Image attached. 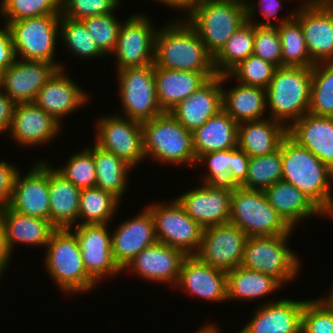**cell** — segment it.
I'll return each mask as SVG.
<instances>
[{
	"label": "cell",
	"instance_id": "obj_39",
	"mask_svg": "<svg viewBox=\"0 0 333 333\" xmlns=\"http://www.w3.org/2000/svg\"><path fill=\"white\" fill-rule=\"evenodd\" d=\"M253 50L254 23L246 21L213 57V65L216 74H228L241 61L253 55Z\"/></svg>",
	"mask_w": 333,
	"mask_h": 333
},
{
	"label": "cell",
	"instance_id": "obj_47",
	"mask_svg": "<svg viewBox=\"0 0 333 333\" xmlns=\"http://www.w3.org/2000/svg\"><path fill=\"white\" fill-rule=\"evenodd\" d=\"M276 66L255 55L241 61L228 74L237 82L266 89L273 78Z\"/></svg>",
	"mask_w": 333,
	"mask_h": 333
},
{
	"label": "cell",
	"instance_id": "obj_8",
	"mask_svg": "<svg viewBox=\"0 0 333 333\" xmlns=\"http://www.w3.org/2000/svg\"><path fill=\"white\" fill-rule=\"evenodd\" d=\"M291 235L248 237L241 265L270 275L285 286L298 277L302 267L299 254L287 245Z\"/></svg>",
	"mask_w": 333,
	"mask_h": 333
},
{
	"label": "cell",
	"instance_id": "obj_38",
	"mask_svg": "<svg viewBox=\"0 0 333 333\" xmlns=\"http://www.w3.org/2000/svg\"><path fill=\"white\" fill-rule=\"evenodd\" d=\"M120 206L121 201L110 192L97 187L81 189L78 225L110 224Z\"/></svg>",
	"mask_w": 333,
	"mask_h": 333
},
{
	"label": "cell",
	"instance_id": "obj_1",
	"mask_svg": "<svg viewBox=\"0 0 333 333\" xmlns=\"http://www.w3.org/2000/svg\"><path fill=\"white\" fill-rule=\"evenodd\" d=\"M282 180L333 219V171L288 134L281 141ZM332 185V186H331Z\"/></svg>",
	"mask_w": 333,
	"mask_h": 333
},
{
	"label": "cell",
	"instance_id": "obj_4",
	"mask_svg": "<svg viewBox=\"0 0 333 333\" xmlns=\"http://www.w3.org/2000/svg\"><path fill=\"white\" fill-rule=\"evenodd\" d=\"M214 57L247 21L245 0H197L183 17Z\"/></svg>",
	"mask_w": 333,
	"mask_h": 333
},
{
	"label": "cell",
	"instance_id": "obj_14",
	"mask_svg": "<svg viewBox=\"0 0 333 333\" xmlns=\"http://www.w3.org/2000/svg\"><path fill=\"white\" fill-rule=\"evenodd\" d=\"M108 225H76L70 228L78 239L87 274L96 284L106 277L116 278L123 274L113 258Z\"/></svg>",
	"mask_w": 333,
	"mask_h": 333
},
{
	"label": "cell",
	"instance_id": "obj_21",
	"mask_svg": "<svg viewBox=\"0 0 333 333\" xmlns=\"http://www.w3.org/2000/svg\"><path fill=\"white\" fill-rule=\"evenodd\" d=\"M263 302L256 306L251 320L238 333H301L306 300L287 297Z\"/></svg>",
	"mask_w": 333,
	"mask_h": 333
},
{
	"label": "cell",
	"instance_id": "obj_55",
	"mask_svg": "<svg viewBox=\"0 0 333 333\" xmlns=\"http://www.w3.org/2000/svg\"><path fill=\"white\" fill-rule=\"evenodd\" d=\"M15 103L5 94L0 93V134L8 131L14 112Z\"/></svg>",
	"mask_w": 333,
	"mask_h": 333
},
{
	"label": "cell",
	"instance_id": "obj_27",
	"mask_svg": "<svg viewBox=\"0 0 333 333\" xmlns=\"http://www.w3.org/2000/svg\"><path fill=\"white\" fill-rule=\"evenodd\" d=\"M287 134L333 171V117L304 114Z\"/></svg>",
	"mask_w": 333,
	"mask_h": 333
},
{
	"label": "cell",
	"instance_id": "obj_18",
	"mask_svg": "<svg viewBox=\"0 0 333 333\" xmlns=\"http://www.w3.org/2000/svg\"><path fill=\"white\" fill-rule=\"evenodd\" d=\"M299 5L294 17L301 25L311 60L333 62V10L326 2Z\"/></svg>",
	"mask_w": 333,
	"mask_h": 333
},
{
	"label": "cell",
	"instance_id": "obj_62",
	"mask_svg": "<svg viewBox=\"0 0 333 333\" xmlns=\"http://www.w3.org/2000/svg\"><path fill=\"white\" fill-rule=\"evenodd\" d=\"M326 3L330 6V8L333 10V0H327Z\"/></svg>",
	"mask_w": 333,
	"mask_h": 333
},
{
	"label": "cell",
	"instance_id": "obj_52",
	"mask_svg": "<svg viewBox=\"0 0 333 333\" xmlns=\"http://www.w3.org/2000/svg\"><path fill=\"white\" fill-rule=\"evenodd\" d=\"M249 159L250 157L239 147L231 149L230 186H241L245 182L248 174Z\"/></svg>",
	"mask_w": 333,
	"mask_h": 333
},
{
	"label": "cell",
	"instance_id": "obj_44",
	"mask_svg": "<svg viewBox=\"0 0 333 333\" xmlns=\"http://www.w3.org/2000/svg\"><path fill=\"white\" fill-rule=\"evenodd\" d=\"M55 169L79 189L96 187L97 176L93 159V145L72 154L63 166H57Z\"/></svg>",
	"mask_w": 333,
	"mask_h": 333
},
{
	"label": "cell",
	"instance_id": "obj_6",
	"mask_svg": "<svg viewBox=\"0 0 333 333\" xmlns=\"http://www.w3.org/2000/svg\"><path fill=\"white\" fill-rule=\"evenodd\" d=\"M145 158L160 164L196 166L192 132L170 112H164L141 123Z\"/></svg>",
	"mask_w": 333,
	"mask_h": 333
},
{
	"label": "cell",
	"instance_id": "obj_36",
	"mask_svg": "<svg viewBox=\"0 0 333 333\" xmlns=\"http://www.w3.org/2000/svg\"><path fill=\"white\" fill-rule=\"evenodd\" d=\"M96 166V187L112 193L120 201L127 190L129 173L134 170L124 160L93 143Z\"/></svg>",
	"mask_w": 333,
	"mask_h": 333
},
{
	"label": "cell",
	"instance_id": "obj_11",
	"mask_svg": "<svg viewBox=\"0 0 333 333\" xmlns=\"http://www.w3.org/2000/svg\"><path fill=\"white\" fill-rule=\"evenodd\" d=\"M153 202L147 207L153 215L157 241L181 250L186 256L198 252L203 228L185 211L178 200Z\"/></svg>",
	"mask_w": 333,
	"mask_h": 333
},
{
	"label": "cell",
	"instance_id": "obj_58",
	"mask_svg": "<svg viewBox=\"0 0 333 333\" xmlns=\"http://www.w3.org/2000/svg\"><path fill=\"white\" fill-rule=\"evenodd\" d=\"M194 333H221L220 328L214 323H206L200 326V328Z\"/></svg>",
	"mask_w": 333,
	"mask_h": 333
},
{
	"label": "cell",
	"instance_id": "obj_56",
	"mask_svg": "<svg viewBox=\"0 0 333 333\" xmlns=\"http://www.w3.org/2000/svg\"><path fill=\"white\" fill-rule=\"evenodd\" d=\"M10 259H12V253L6 244L5 228L0 207V279L5 275L6 269H9Z\"/></svg>",
	"mask_w": 333,
	"mask_h": 333
},
{
	"label": "cell",
	"instance_id": "obj_54",
	"mask_svg": "<svg viewBox=\"0 0 333 333\" xmlns=\"http://www.w3.org/2000/svg\"><path fill=\"white\" fill-rule=\"evenodd\" d=\"M2 27H0V68L6 70L17 58L9 27L5 23Z\"/></svg>",
	"mask_w": 333,
	"mask_h": 333
},
{
	"label": "cell",
	"instance_id": "obj_42",
	"mask_svg": "<svg viewBox=\"0 0 333 333\" xmlns=\"http://www.w3.org/2000/svg\"><path fill=\"white\" fill-rule=\"evenodd\" d=\"M281 180L282 158L280 144L279 149L271 154L250 157L247 178L241 187L264 191Z\"/></svg>",
	"mask_w": 333,
	"mask_h": 333
},
{
	"label": "cell",
	"instance_id": "obj_33",
	"mask_svg": "<svg viewBox=\"0 0 333 333\" xmlns=\"http://www.w3.org/2000/svg\"><path fill=\"white\" fill-rule=\"evenodd\" d=\"M287 128L271 118L238 125V147L249 157L268 155L279 149Z\"/></svg>",
	"mask_w": 333,
	"mask_h": 333
},
{
	"label": "cell",
	"instance_id": "obj_3",
	"mask_svg": "<svg viewBox=\"0 0 333 333\" xmlns=\"http://www.w3.org/2000/svg\"><path fill=\"white\" fill-rule=\"evenodd\" d=\"M311 83L312 67L276 68L266 88L268 118L282 123L288 129L308 113Z\"/></svg>",
	"mask_w": 333,
	"mask_h": 333
},
{
	"label": "cell",
	"instance_id": "obj_23",
	"mask_svg": "<svg viewBox=\"0 0 333 333\" xmlns=\"http://www.w3.org/2000/svg\"><path fill=\"white\" fill-rule=\"evenodd\" d=\"M175 287L192 297L221 303L227 301V272L202 262L196 255L186 256Z\"/></svg>",
	"mask_w": 333,
	"mask_h": 333
},
{
	"label": "cell",
	"instance_id": "obj_57",
	"mask_svg": "<svg viewBox=\"0 0 333 333\" xmlns=\"http://www.w3.org/2000/svg\"><path fill=\"white\" fill-rule=\"evenodd\" d=\"M153 1H157V3H162L165 6H169V8L172 7V9L175 8V10L179 9L180 11L183 10V15H185V13L187 14L192 7L194 6L195 2L197 0H153Z\"/></svg>",
	"mask_w": 333,
	"mask_h": 333
},
{
	"label": "cell",
	"instance_id": "obj_24",
	"mask_svg": "<svg viewBox=\"0 0 333 333\" xmlns=\"http://www.w3.org/2000/svg\"><path fill=\"white\" fill-rule=\"evenodd\" d=\"M65 72L66 69H58L40 88L33 101L60 124L66 116L89 104L90 99L89 94Z\"/></svg>",
	"mask_w": 333,
	"mask_h": 333
},
{
	"label": "cell",
	"instance_id": "obj_15",
	"mask_svg": "<svg viewBox=\"0 0 333 333\" xmlns=\"http://www.w3.org/2000/svg\"><path fill=\"white\" fill-rule=\"evenodd\" d=\"M247 238L241 229L229 222L204 228L196 256L227 272L242 264Z\"/></svg>",
	"mask_w": 333,
	"mask_h": 333
},
{
	"label": "cell",
	"instance_id": "obj_37",
	"mask_svg": "<svg viewBox=\"0 0 333 333\" xmlns=\"http://www.w3.org/2000/svg\"><path fill=\"white\" fill-rule=\"evenodd\" d=\"M296 9L290 11L285 17L275 20L281 42L282 67H312L306 41L299 21L294 17ZM283 18V19H282Z\"/></svg>",
	"mask_w": 333,
	"mask_h": 333
},
{
	"label": "cell",
	"instance_id": "obj_17",
	"mask_svg": "<svg viewBox=\"0 0 333 333\" xmlns=\"http://www.w3.org/2000/svg\"><path fill=\"white\" fill-rule=\"evenodd\" d=\"M7 206L20 214L49 220L48 159L35 162L25 175L18 171Z\"/></svg>",
	"mask_w": 333,
	"mask_h": 333
},
{
	"label": "cell",
	"instance_id": "obj_51",
	"mask_svg": "<svg viewBox=\"0 0 333 333\" xmlns=\"http://www.w3.org/2000/svg\"><path fill=\"white\" fill-rule=\"evenodd\" d=\"M249 1L250 0H245L247 21L254 23L255 25H258V26H269V27L277 26V24H274L272 18L275 19V17L278 15V11L282 7V3H281L282 0H258L259 4H256L257 0L254 4H253V2L251 3ZM255 5H257L258 7ZM258 9H260L261 15L265 19L264 21L260 22V21L256 20L258 17H256L255 14H257L256 11Z\"/></svg>",
	"mask_w": 333,
	"mask_h": 333
},
{
	"label": "cell",
	"instance_id": "obj_22",
	"mask_svg": "<svg viewBox=\"0 0 333 333\" xmlns=\"http://www.w3.org/2000/svg\"><path fill=\"white\" fill-rule=\"evenodd\" d=\"M113 258L123 270L142 250L157 242L151 211L146 207L111 232Z\"/></svg>",
	"mask_w": 333,
	"mask_h": 333
},
{
	"label": "cell",
	"instance_id": "obj_43",
	"mask_svg": "<svg viewBox=\"0 0 333 333\" xmlns=\"http://www.w3.org/2000/svg\"><path fill=\"white\" fill-rule=\"evenodd\" d=\"M0 15L6 25L30 17L61 15V0H1Z\"/></svg>",
	"mask_w": 333,
	"mask_h": 333
},
{
	"label": "cell",
	"instance_id": "obj_31",
	"mask_svg": "<svg viewBox=\"0 0 333 333\" xmlns=\"http://www.w3.org/2000/svg\"><path fill=\"white\" fill-rule=\"evenodd\" d=\"M81 189L62 176L49 163V221L56 229L78 225Z\"/></svg>",
	"mask_w": 333,
	"mask_h": 333
},
{
	"label": "cell",
	"instance_id": "obj_20",
	"mask_svg": "<svg viewBox=\"0 0 333 333\" xmlns=\"http://www.w3.org/2000/svg\"><path fill=\"white\" fill-rule=\"evenodd\" d=\"M60 124L34 102L17 103L10 127L6 133L22 147L51 143L62 130Z\"/></svg>",
	"mask_w": 333,
	"mask_h": 333
},
{
	"label": "cell",
	"instance_id": "obj_59",
	"mask_svg": "<svg viewBox=\"0 0 333 333\" xmlns=\"http://www.w3.org/2000/svg\"><path fill=\"white\" fill-rule=\"evenodd\" d=\"M4 70L0 68V93L3 92Z\"/></svg>",
	"mask_w": 333,
	"mask_h": 333
},
{
	"label": "cell",
	"instance_id": "obj_40",
	"mask_svg": "<svg viewBox=\"0 0 333 333\" xmlns=\"http://www.w3.org/2000/svg\"><path fill=\"white\" fill-rule=\"evenodd\" d=\"M308 113L333 117V62L312 66V83Z\"/></svg>",
	"mask_w": 333,
	"mask_h": 333
},
{
	"label": "cell",
	"instance_id": "obj_28",
	"mask_svg": "<svg viewBox=\"0 0 333 333\" xmlns=\"http://www.w3.org/2000/svg\"><path fill=\"white\" fill-rule=\"evenodd\" d=\"M216 75V72L170 70L154 65L156 96L162 111L170 112Z\"/></svg>",
	"mask_w": 333,
	"mask_h": 333
},
{
	"label": "cell",
	"instance_id": "obj_13",
	"mask_svg": "<svg viewBox=\"0 0 333 333\" xmlns=\"http://www.w3.org/2000/svg\"><path fill=\"white\" fill-rule=\"evenodd\" d=\"M146 14H133L123 21L117 45L112 53L116 57V71L154 64L157 28Z\"/></svg>",
	"mask_w": 333,
	"mask_h": 333
},
{
	"label": "cell",
	"instance_id": "obj_34",
	"mask_svg": "<svg viewBox=\"0 0 333 333\" xmlns=\"http://www.w3.org/2000/svg\"><path fill=\"white\" fill-rule=\"evenodd\" d=\"M238 123L223 109L192 132L196 159L203 154L238 147Z\"/></svg>",
	"mask_w": 333,
	"mask_h": 333
},
{
	"label": "cell",
	"instance_id": "obj_9",
	"mask_svg": "<svg viewBox=\"0 0 333 333\" xmlns=\"http://www.w3.org/2000/svg\"><path fill=\"white\" fill-rule=\"evenodd\" d=\"M60 17L45 15L10 22L7 26L12 35L16 58L45 61L59 69H66L63 62H56L54 58L56 42L60 39Z\"/></svg>",
	"mask_w": 333,
	"mask_h": 333
},
{
	"label": "cell",
	"instance_id": "obj_30",
	"mask_svg": "<svg viewBox=\"0 0 333 333\" xmlns=\"http://www.w3.org/2000/svg\"><path fill=\"white\" fill-rule=\"evenodd\" d=\"M1 211L6 244L12 255L17 244L45 248L56 230L49 220L20 214L8 206L1 207Z\"/></svg>",
	"mask_w": 333,
	"mask_h": 333
},
{
	"label": "cell",
	"instance_id": "obj_25",
	"mask_svg": "<svg viewBox=\"0 0 333 333\" xmlns=\"http://www.w3.org/2000/svg\"><path fill=\"white\" fill-rule=\"evenodd\" d=\"M58 69L49 62L17 58L4 70L2 93L15 104L33 102L40 88Z\"/></svg>",
	"mask_w": 333,
	"mask_h": 333
},
{
	"label": "cell",
	"instance_id": "obj_32",
	"mask_svg": "<svg viewBox=\"0 0 333 333\" xmlns=\"http://www.w3.org/2000/svg\"><path fill=\"white\" fill-rule=\"evenodd\" d=\"M264 193L269 204L293 230L302 219L325 216L300 190L283 180L266 188Z\"/></svg>",
	"mask_w": 333,
	"mask_h": 333
},
{
	"label": "cell",
	"instance_id": "obj_19",
	"mask_svg": "<svg viewBox=\"0 0 333 333\" xmlns=\"http://www.w3.org/2000/svg\"><path fill=\"white\" fill-rule=\"evenodd\" d=\"M185 257L181 250L157 241L136 255L122 271H132L149 283H167L172 289L178 282Z\"/></svg>",
	"mask_w": 333,
	"mask_h": 333
},
{
	"label": "cell",
	"instance_id": "obj_10",
	"mask_svg": "<svg viewBox=\"0 0 333 333\" xmlns=\"http://www.w3.org/2000/svg\"><path fill=\"white\" fill-rule=\"evenodd\" d=\"M123 117L144 122L164 113L156 96L154 64L117 71Z\"/></svg>",
	"mask_w": 333,
	"mask_h": 333
},
{
	"label": "cell",
	"instance_id": "obj_12",
	"mask_svg": "<svg viewBox=\"0 0 333 333\" xmlns=\"http://www.w3.org/2000/svg\"><path fill=\"white\" fill-rule=\"evenodd\" d=\"M95 144L124 160L133 169L145 159L141 122L119 114L101 116L95 122Z\"/></svg>",
	"mask_w": 333,
	"mask_h": 333
},
{
	"label": "cell",
	"instance_id": "obj_41",
	"mask_svg": "<svg viewBox=\"0 0 333 333\" xmlns=\"http://www.w3.org/2000/svg\"><path fill=\"white\" fill-rule=\"evenodd\" d=\"M59 37L66 52L72 56L88 60L105 57L81 20L69 19L61 14Z\"/></svg>",
	"mask_w": 333,
	"mask_h": 333
},
{
	"label": "cell",
	"instance_id": "obj_48",
	"mask_svg": "<svg viewBox=\"0 0 333 333\" xmlns=\"http://www.w3.org/2000/svg\"><path fill=\"white\" fill-rule=\"evenodd\" d=\"M121 0H61V14L73 20L115 13Z\"/></svg>",
	"mask_w": 333,
	"mask_h": 333
},
{
	"label": "cell",
	"instance_id": "obj_60",
	"mask_svg": "<svg viewBox=\"0 0 333 333\" xmlns=\"http://www.w3.org/2000/svg\"><path fill=\"white\" fill-rule=\"evenodd\" d=\"M329 289H330V291L327 293V295L333 300V285H331V288H329Z\"/></svg>",
	"mask_w": 333,
	"mask_h": 333
},
{
	"label": "cell",
	"instance_id": "obj_16",
	"mask_svg": "<svg viewBox=\"0 0 333 333\" xmlns=\"http://www.w3.org/2000/svg\"><path fill=\"white\" fill-rule=\"evenodd\" d=\"M199 185L176 198L186 213L203 229L228 223L233 186L202 182Z\"/></svg>",
	"mask_w": 333,
	"mask_h": 333
},
{
	"label": "cell",
	"instance_id": "obj_7",
	"mask_svg": "<svg viewBox=\"0 0 333 333\" xmlns=\"http://www.w3.org/2000/svg\"><path fill=\"white\" fill-rule=\"evenodd\" d=\"M229 223L248 237L293 233V229L269 204L264 191L233 187Z\"/></svg>",
	"mask_w": 333,
	"mask_h": 333
},
{
	"label": "cell",
	"instance_id": "obj_5",
	"mask_svg": "<svg viewBox=\"0 0 333 333\" xmlns=\"http://www.w3.org/2000/svg\"><path fill=\"white\" fill-rule=\"evenodd\" d=\"M45 251L46 272L62 293L79 295L96 288L85 269L78 239L70 229H56Z\"/></svg>",
	"mask_w": 333,
	"mask_h": 333
},
{
	"label": "cell",
	"instance_id": "obj_29",
	"mask_svg": "<svg viewBox=\"0 0 333 333\" xmlns=\"http://www.w3.org/2000/svg\"><path fill=\"white\" fill-rule=\"evenodd\" d=\"M230 75H221L222 107L223 110L236 122L257 121L265 119L267 111L266 89L244 85L237 82L232 88H224Z\"/></svg>",
	"mask_w": 333,
	"mask_h": 333
},
{
	"label": "cell",
	"instance_id": "obj_35",
	"mask_svg": "<svg viewBox=\"0 0 333 333\" xmlns=\"http://www.w3.org/2000/svg\"><path fill=\"white\" fill-rule=\"evenodd\" d=\"M281 287L283 285L272 276L247 269L242 265L227 271V302L260 300L272 295Z\"/></svg>",
	"mask_w": 333,
	"mask_h": 333
},
{
	"label": "cell",
	"instance_id": "obj_46",
	"mask_svg": "<svg viewBox=\"0 0 333 333\" xmlns=\"http://www.w3.org/2000/svg\"><path fill=\"white\" fill-rule=\"evenodd\" d=\"M81 21L106 57L111 55L116 48L117 38L123 23L118 20L116 14L96 15Z\"/></svg>",
	"mask_w": 333,
	"mask_h": 333
},
{
	"label": "cell",
	"instance_id": "obj_26",
	"mask_svg": "<svg viewBox=\"0 0 333 333\" xmlns=\"http://www.w3.org/2000/svg\"><path fill=\"white\" fill-rule=\"evenodd\" d=\"M222 109L221 75H216L179 102L170 113L188 131L193 132Z\"/></svg>",
	"mask_w": 333,
	"mask_h": 333
},
{
	"label": "cell",
	"instance_id": "obj_53",
	"mask_svg": "<svg viewBox=\"0 0 333 333\" xmlns=\"http://www.w3.org/2000/svg\"><path fill=\"white\" fill-rule=\"evenodd\" d=\"M0 160V207L7 206L11 199L14 181L20 167Z\"/></svg>",
	"mask_w": 333,
	"mask_h": 333
},
{
	"label": "cell",
	"instance_id": "obj_50",
	"mask_svg": "<svg viewBox=\"0 0 333 333\" xmlns=\"http://www.w3.org/2000/svg\"><path fill=\"white\" fill-rule=\"evenodd\" d=\"M199 165H202V167L205 166V170L207 171L201 176L202 183L229 185V171L231 169V149L214 151L200 155L196 160L195 169L197 167L199 168Z\"/></svg>",
	"mask_w": 333,
	"mask_h": 333
},
{
	"label": "cell",
	"instance_id": "obj_45",
	"mask_svg": "<svg viewBox=\"0 0 333 333\" xmlns=\"http://www.w3.org/2000/svg\"><path fill=\"white\" fill-rule=\"evenodd\" d=\"M301 333H333V300L328 295L306 299Z\"/></svg>",
	"mask_w": 333,
	"mask_h": 333
},
{
	"label": "cell",
	"instance_id": "obj_49",
	"mask_svg": "<svg viewBox=\"0 0 333 333\" xmlns=\"http://www.w3.org/2000/svg\"><path fill=\"white\" fill-rule=\"evenodd\" d=\"M253 55L282 67L281 42L277 26H258L254 24Z\"/></svg>",
	"mask_w": 333,
	"mask_h": 333
},
{
	"label": "cell",
	"instance_id": "obj_2",
	"mask_svg": "<svg viewBox=\"0 0 333 333\" xmlns=\"http://www.w3.org/2000/svg\"><path fill=\"white\" fill-rule=\"evenodd\" d=\"M176 18L157 30L154 65L170 70L215 72L213 56L198 33L185 18Z\"/></svg>",
	"mask_w": 333,
	"mask_h": 333
},
{
	"label": "cell",
	"instance_id": "obj_61",
	"mask_svg": "<svg viewBox=\"0 0 333 333\" xmlns=\"http://www.w3.org/2000/svg\"><path fill=\"white\" fill-rule=\"evenodd\" d=\"M327 0H304V3L308 2H326Z\"/></svg>",
	"mask_w": 333,
	"mask_h": 333
}]
</instances>
